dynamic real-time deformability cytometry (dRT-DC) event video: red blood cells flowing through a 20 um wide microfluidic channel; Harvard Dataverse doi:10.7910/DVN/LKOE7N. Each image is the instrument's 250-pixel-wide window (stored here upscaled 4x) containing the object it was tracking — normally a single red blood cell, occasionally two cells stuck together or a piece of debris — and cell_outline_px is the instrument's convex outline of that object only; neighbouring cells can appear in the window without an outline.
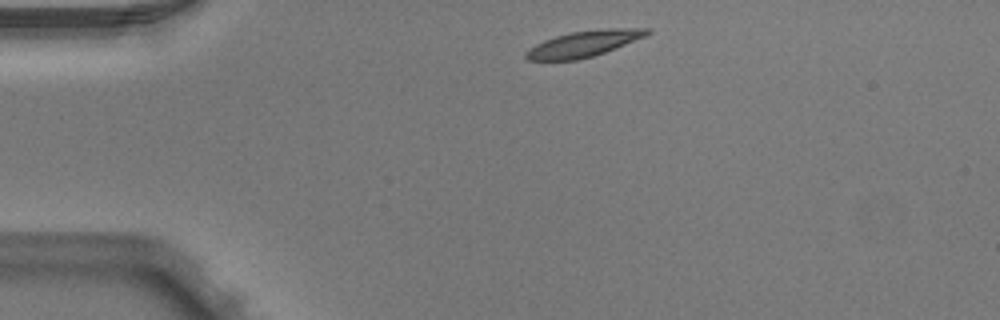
{"species": "Egyptian fruit bat (a non-hibernating species)", "species_latin": "Rousettus aegyptiacus", "temperature_condition": "warm", "stored_images_in_passage": 2, "camera_frame_rate_fps": 3000, "um_per_image_px": 0.085, "animal": {"sex": "male"}, "frame": {"image": 1, "passage_image": 1, "time_ms": 0.0, "image_size_px": [1000, 320], "cell_outline_px": [[652, 32], [648, 36], [616, 48], [592, 56], [576, 60], [528, 60], [524, 56], [524, 52], [528, 48], [544, 40], [556, 36], [572, 32], [600, 28], [652, 28]], "centroid_in_image_um": [49.67, 3.7], "position_along_channel_um": 35.3, "area_um2": 18.55}}